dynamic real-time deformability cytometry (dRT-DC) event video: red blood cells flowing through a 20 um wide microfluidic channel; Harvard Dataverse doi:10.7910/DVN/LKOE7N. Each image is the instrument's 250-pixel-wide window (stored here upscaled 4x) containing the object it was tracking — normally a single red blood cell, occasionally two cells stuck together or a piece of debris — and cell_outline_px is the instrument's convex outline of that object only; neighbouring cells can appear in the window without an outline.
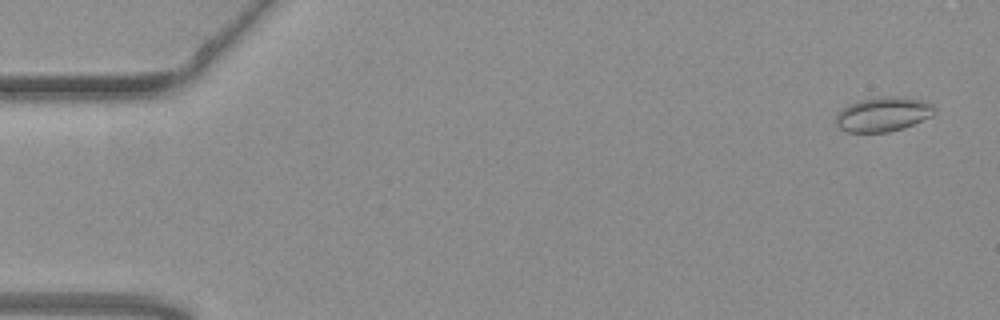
{"species": "common noctule bat (a hibernating species)", "species_latin": "Nyctalus noctula", "temperature_condition": "warm", "stored_images_in_passage": 54, "camera_frame_rate_fps": 3000, "um_per_image_px": 0.085, "animal": {"sex": "female", "body_mass_g": 19.3, "forearm_length_mm": 54.1}, "frame": {"image": 1, "passage_image": 1, "time_ms": 0.0, "image_size_px": [1000, 320], "cell_outline_px": [[936, 112], [932, 116], [904, 128], [888, 132], [844, 132], [836, 124], [836, 112], [848, 104], [856, 100], [876, 96], [904, 96], [924, 100], [932, 104], [936, 108]], "centroid_in_image_um": [75.06, 9.69], "position_along_channel_um": 9.9, "area_um2": 20.4}}
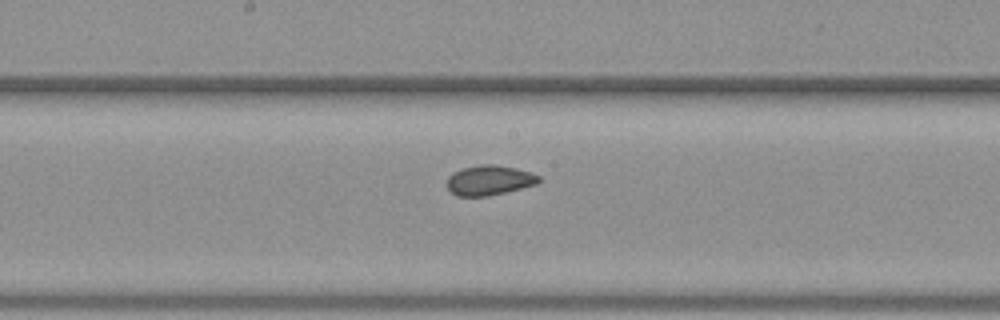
{"frame": {"image": 2, "passage_image": 28, "time_ms": 9.0, "image_size_px": [1000, 320], "cell_outline_px": [[540, 180], [536, 184], [488, 196], [456, 196], [448, 188], [448, 176], [452, 172], [464, 168], [480, 164], [496, 164], [516, 168], [532, 172], [540, 176]], "centroid_in_image_um": [41.59, 15.31], "position_along_channel_um": 206.6, "area_um2": 15.95}}
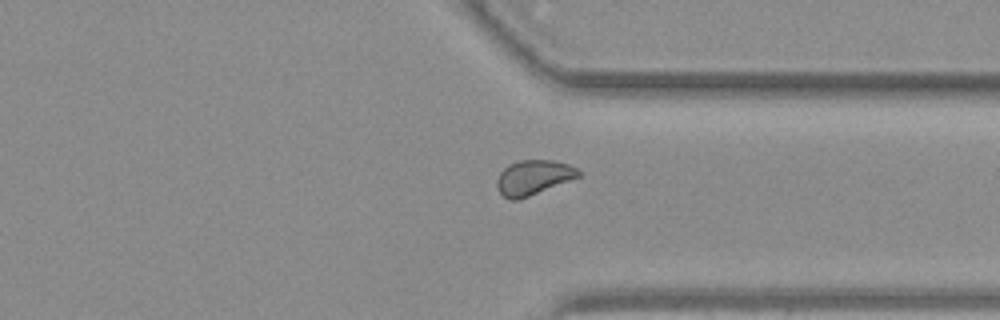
{"frame": {"image": 3, "passage_image": 41, "time_ms": 13.333, "image_size_px": [1000, 320], "cell_outline_px": [[580, 176], [528, 196], [516, 200], [508, 200], [500, 192], [496, 184], [496, 180], [500, 172], [508, 164], [520, 160], [552, 160], [568, 164], [576, 168], [580, 172]], "centroid_in_image_um": [45.3, 15.07], "position_along_channel_um": 366.1, "area_um2": 16.3}, "authors_computed_cell_mechanics": {"area_um2": 16.7042, "velocity_mm_per_s": 3.6893, "shape_relaxation_time_tau1_ms": 8.2323, "shape_relaxation_time_tau2_ms": 1.0995, "deformation_change_tau1": 0.096, "deformation_change_tau2": 0.0387}}